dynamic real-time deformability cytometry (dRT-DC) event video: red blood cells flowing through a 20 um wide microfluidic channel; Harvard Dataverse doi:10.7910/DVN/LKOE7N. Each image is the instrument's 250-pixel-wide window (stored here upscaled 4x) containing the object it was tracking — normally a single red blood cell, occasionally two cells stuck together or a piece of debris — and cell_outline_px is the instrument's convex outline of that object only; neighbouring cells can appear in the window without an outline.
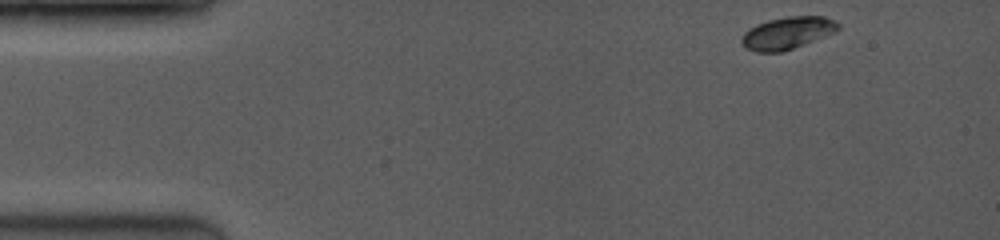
{"species": "common noctule bat (a hibernating species)", "species_latin": "Nyctalus noctula", "temperature_condition": "room temperature", "stored_images_in_passage": 5, "camera_frame_rate_fps": 3500, "um_per_image_px": 0.085, "animal": {"sex": "female", "body_mass_g": 19.0, "forearm_length_mm": 53.3}, "frame": {"image": 1, "passage_image": 1, "time_ms": 0.0, "image_size_px": [1000, 240], "cell_outline_px": [[840, 28], [824, 36], [784, 52], [756, 52], [744, 48], [740, 44], [740, 40], [744, 32], [748, 28], [756, 24], [768, 20], [788, 16], [824, 16], [836, 20], [840, 24]], "centroid_in_image_um": [66.88, 2.8], "position_along_channel_um": 18.1, "area_um2": 18.32}}
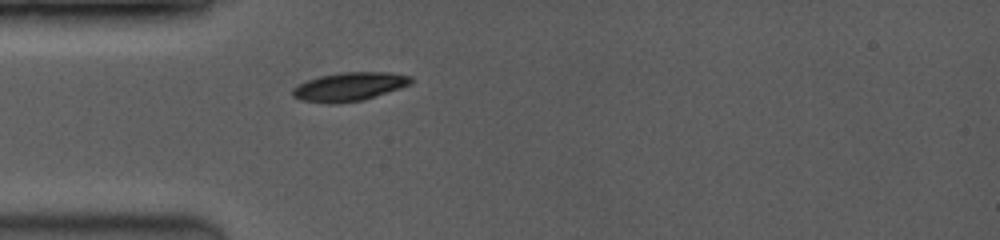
{"frame": {"image": 2, "passage_image": 5, "time_ms": 3.143, "image_size_px": [1000, 240], "cell_outline_px": [[412, 84], [364, 100], [336, 104], [328, 104], [300, 100], [292, 96], [292, 88], [308, 80], [320, 76], [340, 72], [388, 72], [412, 76]], "centroid_in_image_um": [29.69, 7.37], "position_along_channel_um": 55.3, "area_um2": 19.88}}